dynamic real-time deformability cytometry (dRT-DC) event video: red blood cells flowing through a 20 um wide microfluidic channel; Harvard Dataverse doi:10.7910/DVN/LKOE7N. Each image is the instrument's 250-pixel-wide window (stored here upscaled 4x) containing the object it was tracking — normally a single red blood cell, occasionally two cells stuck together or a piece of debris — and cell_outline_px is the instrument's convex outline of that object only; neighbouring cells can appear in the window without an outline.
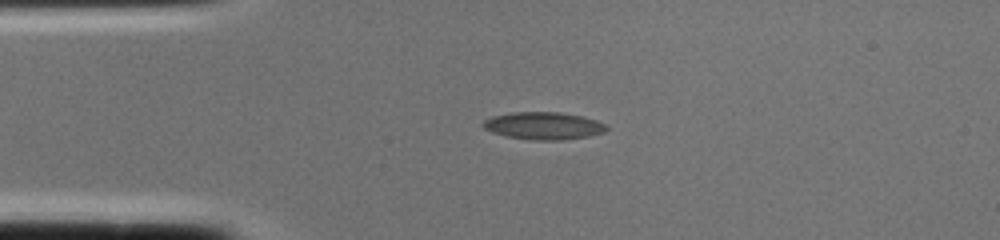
{"species": "common noctule bat (a hibernating species)", "species_latin": "Nyctalus noctula", "temperature_condition": "cold", "stored_images_in_passage": 1, "camera_frame_rate_fps": 3000, "um_per_image_px": 0.085, "animal": {"sex": "female", "body_mass_g": 22.0, "forearm_length_mm": 56.7}, "frame": {"image": 1, "passage_image": 1, "time_ms": 0.0, "image_size_px": [1000, 240], "cell_outline_px": [[608, 128], [604, 132], [588, 136], [564, 140], [532, 140], [504, 136], [492, 132], [484, 128], [480, 124], [484, 120], [492, 116], [512, 112], [560, 112], [580, 116], [596, 120], [604, 124]], "centroid_in_image_um": [46.16, 10.69], "position_along_channel_um": 38.8, "area_um2": 19.77}}